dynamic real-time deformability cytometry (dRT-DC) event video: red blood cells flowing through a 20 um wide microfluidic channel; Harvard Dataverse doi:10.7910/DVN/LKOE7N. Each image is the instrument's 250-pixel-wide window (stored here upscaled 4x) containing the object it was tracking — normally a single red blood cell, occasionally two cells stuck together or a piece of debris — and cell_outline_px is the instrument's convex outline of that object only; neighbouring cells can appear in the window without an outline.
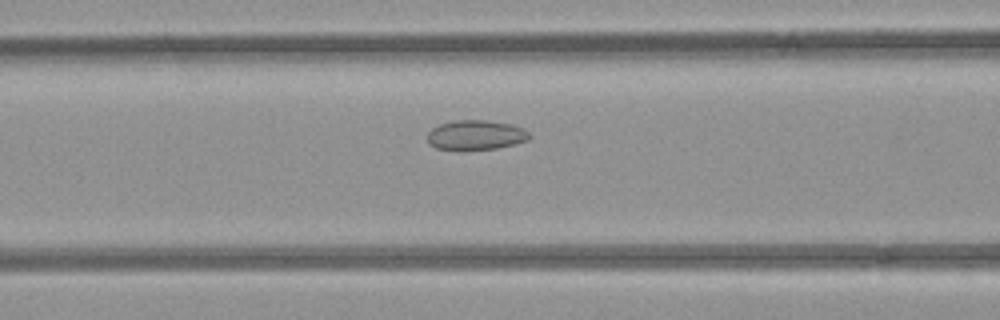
{"species": "common noctule bat (a hibernating species)", "species_latin": "Nyctalus noctula", "temperature_condition": "room temperature", "stored_images_in_passage": 51, "camera_frame_rate_fps": 3000, "um_per_image_px": 0.085, "animal": {"sex": "female", "body_mass_g": 21.9}, "frame": {"image": 1, "passage_image": 19, "time_ms": 6.0, "image_size_px": [1000, 320], "cell_outline_px": [[532, 136], [528, 140], [496, 148], [436, 148], [428, 144], [428, 132], [432, 128], [440, 124], [456, 120], [488, 120], [512, 124], [524, 128]], "centroid_in_image_um": [40.47, 11.44], "position_along_channel_um": 126.1, "area_um2": 17.28}}
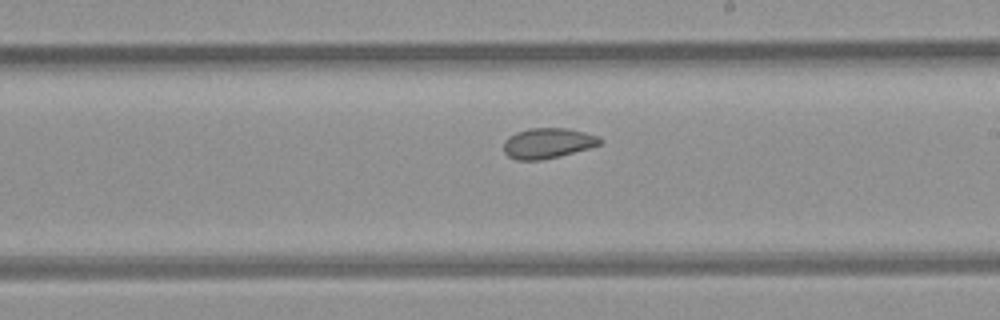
{"frame": {"image": 2, "passage_image": 28, "time_ms": 9.0, "image_size_px": [1000, 320], "cell_outline_px": [[600, 144], [588, 148], [560, 156], [540, 160], [516, 160], [508, 156], [504, 152], [504, 140], [508, 136], [516, 132], [528, 128], [568, 128], [584, 132], [596, 136], [600, 140]], "centroid_in_image_um": [46.49, 12.17], "position_along_channel_um": 242.5, "area_um2": 16.94}}
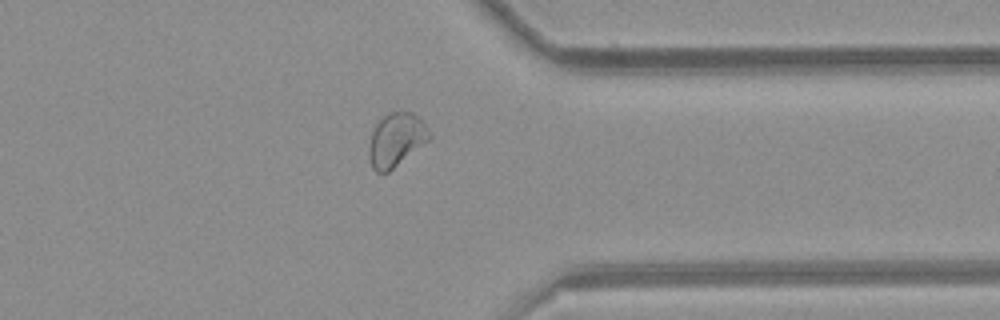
{"frame": {"image": 3, "passage_image": 39, "time_ms": 12.667, "image_size_px": [1000, 320], "cell_outline_px": [[432, 136], [428, 140], [388, 172], [376, 172], [372, 168], [368, 152], [368, 148], [372, 132], [376, 124], [384, 116], [392, 112], [412, 112], [420, 116], [424, 120]], "centroid_in_image_um": [33.68, 11.86], "position_along_channel_um": 377.7, "area_um2": 18.67}, "authors_computed_cell_mechanics": {"area_um2": 18.6694, "velocity_mm_per_s": 3.8729, "shape_relaxation_time_tau1_ms": null, "shape_relaxation_time_tau2_ms": 1.555, "deformation_change_tau1": null, "deformation_change_tau2": 0.0623}}